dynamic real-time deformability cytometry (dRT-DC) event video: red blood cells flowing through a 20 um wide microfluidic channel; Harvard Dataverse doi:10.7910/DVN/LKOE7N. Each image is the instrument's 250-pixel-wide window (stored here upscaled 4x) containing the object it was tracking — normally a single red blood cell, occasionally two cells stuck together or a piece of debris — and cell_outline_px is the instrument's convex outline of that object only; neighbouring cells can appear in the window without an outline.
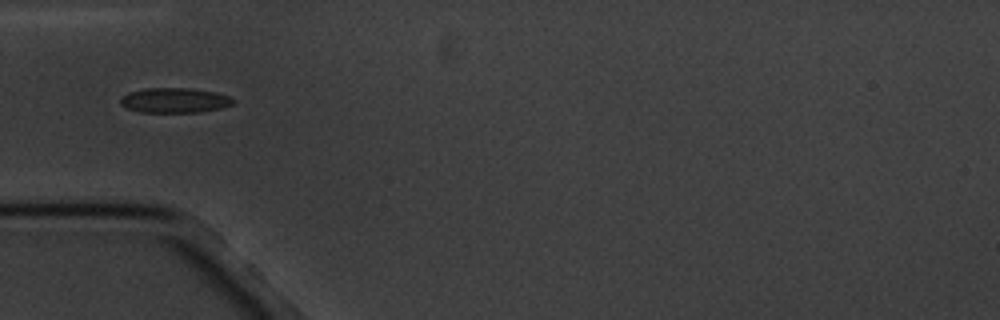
{"species": "common noctule bat (a hibernating species)", "species_latin": "Nyctalus noctula", "temperature_condition": "cold", "stored_images_in_passage": 2, "camera_frame_rate_fps": 3000, "um_per_image_px": 0.085, "animal": {"sex": "male", "body_mass_g": 20.1, "forearm_length_mm": 53.5}, "frame": {"image": 1, "passage_image": 1, "time_ms": 0.0, "image_size_px": [1000, 320], "cell_outline_px": [[236, 104], [220, 108], [200, 112], [140, 112], [124, 108], [120, 104], [120, 100], [128, 92], [144, 88], [192, 88], [216, 92], [228, 96], [236, 100]], "centroid_in_image_um": [14.85, 8.53], "position_along_channel_um": 70.1, "area_um2": 16.59}}
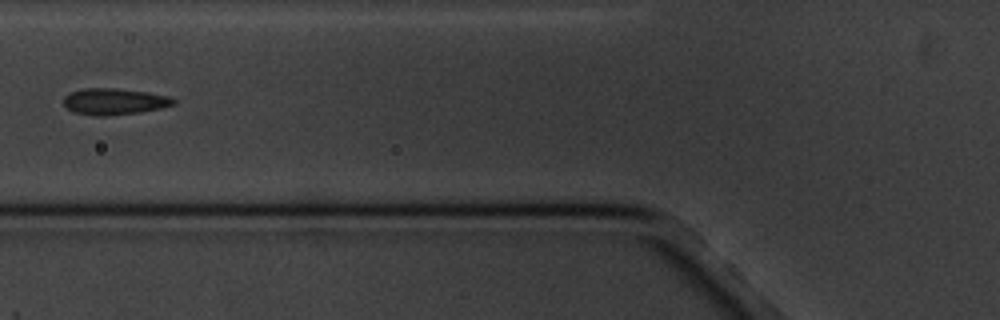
{"frame": {"image": 2, "passage_image": 2, "time_ms": 1.333, "image_size_px": [1000, 320], "cell_outline_px": [[176, 104], [160, 108], [140, 112], [104, 116], [96, 116], [72, 112], [64, 104], [64, 96], [72, 92], [84, 88], [116, 88], [148, 92], [168, 96], [176, 100]], "centroid_in_image_um": [9.72, 8.63], "position_along_channel_um": 116.1, "area_um2": 16.88}}